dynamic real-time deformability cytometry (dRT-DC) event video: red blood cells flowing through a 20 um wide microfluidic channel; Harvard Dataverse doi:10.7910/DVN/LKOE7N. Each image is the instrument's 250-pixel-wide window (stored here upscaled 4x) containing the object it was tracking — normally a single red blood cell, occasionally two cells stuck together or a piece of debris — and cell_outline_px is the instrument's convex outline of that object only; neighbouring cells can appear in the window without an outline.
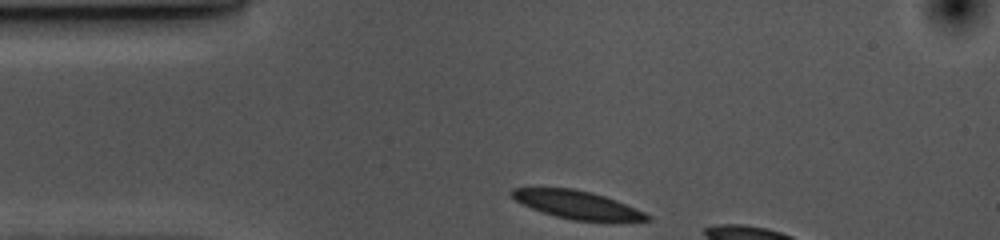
{"species": "common noctule bat (a hibernating species)", "species_latin": "Nyctalus noctula", "temperature_condition": "cold", "stored_images_in_passage": 6, "camera_frame_rate_fps": 3000, "um_per_image_px": 0.085, "animal": {"sex": "female", "body_mass_g": 10.0, "forearm_length_mm": 53.1}, "frame": {"image": 1, "passage_image": 1, "time_ms": 0.0, "image_size_px": [1000, 240], "cell_outline_px": [[652, 220], [612, 224], [572, 220], [556, 216], [532, 208], [516, 200], [508, 192], [512, 188], [572, 188], [604, 196], [616, 200], [644, 212], [652, 216]], "centroid_in_image_um": [49.18, 17.46], "position_along_channel_um": 35.8, "area_um2": 22.6}}